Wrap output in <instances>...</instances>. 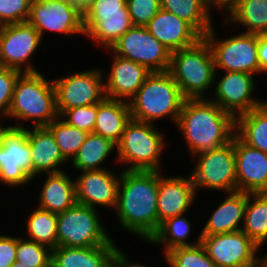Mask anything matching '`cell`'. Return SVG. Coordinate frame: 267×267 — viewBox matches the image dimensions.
<instances>
[{
	"mask_svg": "<svg viewBox=\"0 0 267 267\" xmlns=\"http://www.w3.org/2000/svg\"><path fill=\"white\" fill-rule=\"evenodd\" d=\"M158 171L122 170L114 211L124 230L149 241L158 230Z\"/></svg>",
	"mask_w": 267,
	"mask_h": 267,
	"instance_id": "cell-1",
	"label": "cell"
},
{
	"mask_svg": "<svg viewBox=\"0 0 267 267\" xmlns=\"http://www.w3.org/2000/svg\"><path fill=\"white\" fill-rule=\"evenodd\" d=\"M176 126L194 156L232 141L236 119L208 97L185 99Z\"/></svg>",
	"mask_w": 267,
	"mask_h": 267,
	"instance_id": "cell-2",
	"label": "cell"
},
{
	"mask_svg": "<svg viewBox=\"0 0 267 267\" xmlns=\"http://www.w3.org/2000/svg\"><path fill=\"white\" fill-rule=\"evenodd\" d=\"M33 121L32 127L47 126L59 115L53 79L41 72H24L16 80L8 118Z\"/></svg>",
	"mask_w": 267,
	"mask_h": 267,
	"instance_id": "cell-3",
	"label": "cell"
},
{
	"mask_svg": "<svg viewBox=\"0 0 267 267\" xmlns=\"http://www.w3.org/2000/svg\"><path fill=\"white\" fill-rule=\"evenodd\" d=\"M168 72L185 99L204 98V93L217 79L213 54L206 39L203 37L190 47L171 52Z\"/></svg>",
	"mask_w": 267,
	"mask_h": 267,
	"instance_id": "cell-4",
	"label": "cell"
},
{
	"mask_svg": "<svg viewBox=\"0 0 267 267\" xmlns=\"http://www.w3.org/2000/svg\"><path fill=\"white\" fill-rule=\"evenodd\" d=\"M185 98L171 74L152 72L129 101L132 119L154 124L170 117L176 124Z\"/></svg>",
	"mask_w": 267,
	"mask_h": 267,
	"instance_id": "cell-5",
	"label": "cell"
},
{
	"mask_svg": "<svg viewBox=\"0 0 267 267\" xmlns=\"http://www.w3.org/2000/svg\"><path fill=\"white\" fill-rule=\"evenodd\" d=\"M165 141L163 134L154 124L131 119L116 145V160L130 164L124 170L160 171Z\"/></svg>",
	"mask_w": 267,
	"mask_h": 267,
	"instance_id": "cell-6",
	"label": "cell"
},
{
	"mask_svg": "<svg viewBox=\"0 0 267 267\" xmlns=\"http://www.w3.org/2000/svg\"><path fill=\"white\" fill-rule=\"evenodd\" d=\"M103 227L97 209L76 203L57 214L58 246L96 247L116 245Z\"/></svg>",
	"mask_w": 267,
	"mask_h": 267,
	"instance_id": "cell-7",
	"label": "cell"
},
{
	"mask_svg": "<svg viewBox=\"0 0 267 267\" xmlns=\"http://www.w3.org/2000/svg\"><path fill=\"white\" fill-rule=\"evenodd\" d=\"M132 26L127 0H95L83 12L84 36L106 51Z\"/></svg>",
	"mask_w": 267,
	"mask_h": 267,
	"instance_id": "cell-8",
	"label": "cell"
},
{
	"mask_svg": "<svg viewBox=\"0 0 267 267\" xmlns=\"http://www.w3.org/2000/svg\"><path fill=\"white\" fill-rule=\"evenodd\" d=\"M214 28L212 27L204 38L210 45L216 71L221 69L225 72L260 74L258 34L241 32L239 35L220 40Z\"/></svg>",
	"mask_w": 267,
	"mask_h": 267,
	"instance_id": "cell-9",
	"label": "cell"
},
{
	"mask_svg": "<svg viewBox=\"0 0 267 267\" xmlns=\"http://www.w3.org/2000/svg\"><path fill=\"white\" fill-rule=\"evenodd\" d=\"M196 165L190 174L197 189L237 191L234 137L226 145L194 155Z\"/></svg>",
	"mask_w": 267,
	"mask_h": 267,
	"instance_id": "cell-10",
	"label": "cell"
},
{
	"mask_svg": "<svg viewBox=\"0 0 267 267\" xmlns=\"http://www.w3.org/2000/svg\"><path fill=\"white\" fill-rule=\"evenodd\" d=\"M115 55L145 66L150 72L169 70L171 52L145 26H132L110 48Z\"/></svg>",
	"mask_w": 267,
	"mask_h": 267,
	"instance_id": "cell-11",
	"label": "cell"
},
{
	"mask_svg": "<svg viewBox=\"0 0 267 267\" xmlns=\"http://www.w3.org/2000/svg\"><path fill=\"white\" fill-rule=\"evenodd\" d=\"M103 74L97 68L53 79L58 115L68 109L101 102L106 97Z\"/></svg>",
	"mask_w": 267,
	"mask_h": 267,
	"instance_id": "cell-12",
	"label": "cell"
},
{
	"mask_svg": "<svg viewBox=\"0 0 267 267\" xmlns=\"http://www.w3.org/2000/svg\"><path fill=\"white\" fill-rule=\"evenodd\" d=\"M27 22L42 39L45 31L62 33L70 38L77 33L85 35L83 13L67 0H32Z\"/></svg>",
	"mask_w": 267,
	"mask_h": 267,
	"instance_id": "cell-13",
	"label": "cell"
},
{
	"mask_svg": "<svg viewBox=\"0 0 267 267\" xmlns=\"http://www.w3.org/2000/svg\"><path fill=\"white\" fill-rule=\"evenodd\" d=\"M42 38L28 22L0 26V66L24 72H37L31 63Z\"/></svg>",
	"mask_w": 267,
	"mask_h": 267,
	"instance_id": "cell-14",
	"label": "cell"
},
{
	"mask_svg": "<svg viewBox=\"0 0 267 267\" xmlns=\"http://www.w3.org/2000/svg\"><path fill=\"white\" fill-rule=\"evenodd\" d=\"M14 125L0 148V182L16 187L33 180V165L27 128L18 121Z\"/></svg>",
	"mask_w": 267,
	"mask_h": 267,
	"instance_id": "cell-15",
	"label": "cell"
},
{
	"mask_svg": "<svg viewBox=\"0 0 267 267\" xmlns=\"http://www.w3.org/2000/svg\"><path fill=\"white\" fill-rule=\"evenodd\" d=\"M254 80V75L246 72H225L216 82L215 99H209L236 119L265 103L253 98Z\"/></svg>",
	"mask_w": 267,
	"mask_h": 267,
	"instance_id": "cell-16",
	"label": "cell"
},
{
	"mask_svg": "<svg viewBox=\"0 0 267 267\" xmlns=\"http://www.w3.org/2000/svg\"><path fill=\"white\" fill-rule=\"evenodd\" d=\"M210 259L217 267H242L257 262L260 249L242 230L201 236Z\"/></svg>",
	"mask_w": 267,
	"mask_h": 267,
	"instance_id": "cell-17",
	"label": "cell"
},
{
	"mask_svg": "<svg viewBox=\"0 0 267 267\" xmlns=\"http://www.w3.org/2000/svg\"><path fill=\"white\" fill-rule=\"evenodd\" d=\"M237 191L267 193V153L234 135Z\"/></svg>",
	"mask_w": 267,
	"mask_h": 267,
	"instance_id": "cell-18",
	"label": "cell"
},
{
	"mask_svg": "<svg viewBox=\"0 0 267 267\" xmlns=\"http://www.w3.org/2000/svg\"><path fill=\"white\" fill-rule=\"evenodd\" d=\"M120 175L108 169L82 171L75 179L76 199L81 205L116 208Z\"/></svg>",
	"mask_w": 267,
	"mask_h": 267,
	"instance_id": "cell-19",
	"label": "cell"
},
{
	"mask_svg": "<svg viewBox=\"0 0 267 267\" xmlns=\"http://www.w3.org/2000/svg\"><path fill=\"white\" fill-rule=\"evenodd\" d=\"M161 175L158 171V228L168 218L186 214L197 194L190 176Z\"/></svg>",
	"mask_w": 267,
	"mask_h": 267,
	"instance_id": "cell-20",
	"label": "cell"
},
{
	"mask_svg": "<svg viewBox=\"0 0 267 267\" xmlns=\"http://www.w3.org/2000/svg\"><path fill=\"white\" fill-rule=\"evenodd\" d=\"M112 54L113 64L108 80L104 82L105 96L129 103L152 72L141 64Z\"/></svg>",
	"mask_w": 267,
	"mask_h": 267,
	"instance_id": "cell-21",
	"label": "cell"
},
{
	"mask_svg": "<svg viewBox=\"0 0 267 267\" xmlns=\"http://www.w3.org/2000/svg\"><path fill=\"white\" fill-rule=\"evenodd\" d=\"M146 28L170 52L190 47L203 38L191 24L163 9Z\"/></svg>",
	"mask_w": 267,
	"mask_h": 267,
	"instance_id": "cell-22",
	"label": "cell"
},
{
	"mask_svg": "<svg viewBox=\"0 0 267 267\" xmlns=\"http://www.w3.org/2000/svg\"><path fill=\"white\" fill-rule=\"evenodd\" d=\"M120 252L116 245L57 246L52 250L51 267H116Z\"/></svg>",
	"mask_w": 267,
	"mask_h": 267,
	"instance_id": "cell-23",
	"label": "cell"
},
{
	"mask_svg": "<svg viewBox=\"0 0 267 267\" xmlns=\"http://www.w3.org/2000/svg\"><path fill=\"white\" fill-rule=\"evenodd\" d=\"M27 136L31 148L33 179L39 174L64 171L59 167L67 160L60 152L52 132L46 126L27 128Z\"/></svg>",
	"mask_w": 267,
	"mask_h": 267,
	"instance_id": "cell-24",
	"label": "cell"
},
{
	"mask_svg": "<svg viewBox=\"0 0 267 267\" xmlns=\"http://www.w3.org/2000/svg\"><path fill=\"white\" fill-rule=\"evenodd\" d=\"M247 193L235 191L228 193L226 198L214 210L201 230V236L232 233L242 230L244 221Z\"/></svg>",
	"mask_w": 267,
	"mask_h": 267,
	"instance_id": "cell-25",
	"label": "cell"
},
{
	"mask_svg": "<svg viewBox=\"0 0 267 267\" xmlns=\"http://www.w3.org/2000/svg\"><path fill=\"white\" fill-rule=\"evenodd\" d=\"M37 207L52 213H62L77 203L76 183L66 171L46 176Z\"/></svg>",
	"mask_w": 267,
	"mask_h": 267,
	"instance_id": "cell-26",
	"label": "cell"
},
{
	"mask_svg": "<svg viewBox=\"0 0 267 267\" xmlns=\"http://www.w3.org/2000/svg\"><path fill=\"white\" fill-rule=\"evenodd\" d=\"M131 119L128 102L105 97L97 104L93 133L99 134L117 145Z\"/></svg>",
	"mask_w": 267,
	"mask_h": 267,
	"instance_id": "cell-27",
	"label": "cell"
},
{
	"mask_svg": "<svg viewBox=\"0 0 267 267\" xmlns=\"http://www.w3.org/2000/svg\"><path fill=\"white\" fill-rule=\"evenodd\" d=\"M235 134L245 144L267 153V101L236 118Z\"/></svg>",
	"mask_w": 267,
	"mask_h": 267,
	"instance_id": "cell-28",
	"label": "cell"
},
{
	"mask_svg": "<svg viewBox=\"0 0 267 267\" xmlns=\"http://www.w3.org/2000/svg\"><path fill=\"white\" fill-rule=\"evenodd\" d=\"M114 148L117 146L112 141L91 132L71 160V165L75 170L81 172L105 169L101 166L108 159L110 153L115 150Z\"/></svg>",
	"mask_w": 267,
	"mask_h": 267,
	"instance_id": "cell-29",
	"label": "cell"
},
{
	"mask_svg": "<svg viewBox=\"0 0 267 267\" xmlns=\"http://www.w3.org/2000/svg\"><path fill=\"white\" fill-rule=\"evenodd\" d=\"M161 9L191 24L203 37L212 29V14L206 0H160Z\"/></svg>",
	"mask_w": 267,
	"mask_h": 267,
	"instance_id": "cell-30",
	"label": "cell"
},
{
	"mask_svg": "<svg viewBox=\"0 0 267 267\" xmlns=\"http://www.w3.org/2000/svg\"><path fill=\"white\" fill-rule=\"evenodd\" d=\"M226 24L245 27L243 33L267 34V0H240L237 7L224 20Z\"/></svg>",
	"mask_w": 267,
	"mask_h": 267,
	"instance_id": "cell-31",
	"label": "cell"
},
{
	"mask_svg": "<svg viewBox=\"0 0 267 267\" xmlns=\"http://www.w3.org/2000/svg\"><path fill=\"white\" fill-rule=\"evenodd\" d=\"M242 231L260 248L267 242V193H247Z\"/></svg>",
	"mask_w": 267,
	"mask_h": 267,
	"instance_id": "cell-32",
	"label": "cell"
},
{
	"mask_svg": "<svg viewBox=\"0 0 267 267\" xmlns=\"http://www.w3.org/2000/svg\"><path fill=\"white\" fill-rule=\"evenodd\" d=\"M191 233V224L183 215L168 218L162 222L157 232L151 237L147 243L152 245H164V255L177 247L193 246L201 242V235L197 238V242H188L187 238Z\"/></svg>",
	"mask_w": 267,
	"mask_h": 267,
	"instance_id": "cell-33",
	"label": "cell"
},
{
	"mask_svg": "<svg viewBox=\"0 0 267 267\" xmlns=\"http://www.w3.org/2000/svg\"><path fill=\"white\" fill-rule=\"evenodd\" d=\"M26 219L28 240L47 246L51 250L58 246L57 214L36 207Z\"/></svg>",
	"mask_w": 267,
	"mask_h": 267,
	"instance_id": "cell-34",
	"label": "cell"
},
{
	"mask_svg": "<svg viewBox=\"0 0 267 267\" xmlns=\"http://www.w3.org/2000/svg\"><path fill=\"white\" fill-rule=\"evenodd\" d=\"M46 127L52 132L60 152L67 161L73 159L89 135L84 130L68 125L60 117Z\"/></svg>",
	"mask_w": 267,
	"mask_h": 267,
	"instance_id": "cell-35",
	"label": "cell"
},
{
	"mask_svg": "<svg viewBox=\"0 0 267 267\" xmlns=\"http://www.w3.org/2000/svg\"><path fill=\"white\" fill-rule=\"evenodd\" d=\"M164 257L170 267H217L201 242L193 246L174 248Z\"/></svg>",
	"mask_w": 267,
	"mask_h": 267,
	"instance_id": "cell-36",
	"label": "cell"
},
{
	"mask_svg": "<svg viewBox=\"0 0 267 267\" xmlns=\"http://www.w3.org/2000/svg\"><path fill=\"white\" fill-rule=\"evenodd\" d=\"M16 261L28 267H51L52 250L37 242L17 237Z\"/></svg>",
	"mask_w": 267,
	"mask_h": 267,
	"instance_id": "cell-37",
	"label": "cell"
},
{
	"mask_svg": "<svg viewBox=\"0 0 267 267\" xmlns=\"http://www.w3.org/2000/svg\"><path fill=\"white\" fill-rule=\"evenodd\" d=\"M32 0H0V26L27 22Z\"/></svg>",
	"mask_w": 267,
	"mask_h": 267,
	"instance_id": "cell-38",
	"label": "cell"
},
{
	"mask_svg": "<svg viewBox=\"0 0 267 267\" xmlns=\"http://www.w3.org/2000/svg\"><path fill=\"white\" fill-rule=\"evenodd\" d=\"M96 115L97 104L65 110L59 117L68 125L91 133L94 130Z\"/></svg>",
	"mask_w": 267,
	"mask_h": 267,
	"instance_id": "cell-39",
	"label": "cell"
},
{
	"mask_svg": "<svg viewBox=\"0 0 267 267\" xmlns=\"http://www.w3.org/2000/svg\"><path fill=\"white\" fill-rule=\"evenodd\" d=\"M129 15L134 26H145L161 9L160 0H127Z\"/></svg>",
	"mask_w": 267,
	"mask_h": 267,
	"instance_id": "cell-40",
	"label": "cell"
},
{
	"mask_svg": "<svg viewBox=\"0 0 267 267\" xmlns=\"http://www.w3.org/2000/svg\"><path fill=\"white\" fill-rule=\"evenodd\" d=\"M21 73L19 70L0 66V118H8L15 83Z\"/></svg>",
	"mask_w": 267,
	"mask_h": 267,
	"instance_id": "cell-41",
	"label": "cell"
},
{
	"mask_svg": "<svg viewBox=\"0 0 267 267\" xmlns=\"http://www.w3.org/2000/svg\"><path fill=\"white\" fill-rule=\"evenodd\" d=\"M17 237L0 235V267H11L16 262Z\"/></svg>",
	"mask_w": 267,
	"mask_h": 267,
	"instance_id": "cell-42",
	"label": "cell"
},
{
	"mask_svg": "<svg viewBox=\"0 0 267 267\" xmlns=\"http://www.w3.org/2000/svg\"><path fill=\"white\" fill-rule=\"evenodd\" d=\"M257 55L260 65V73H267V34L258 35Z\"/></svg>",
	"mask_w": 267,
	"mask_h": 267,
	"instance_id": "cell-43",
	"label": "cell"
},
{
	"mask_svg": "<svg viewBox=\"0 0 267 267\" xmlns=\"http://www.w3.org/2000/svg\"><path fill=\"white\" fill-rule=\"evenodd\" d=\"M208 9L211 13L212 7L213 9L216 7L219 10L227 11V16L237 7L240 0H206Z\"/></svg>",
	"mask_w": 267,
	"mask_h": 267,
	"instance_id": "cell-44",
	"label": "cell"
},
{
	"mask_svg": "<svg viewBox=\"0 0 267 267\" xmlns=\"http://www.w3.org/2000/svg\"><path fill=\"white\" fill-rule=\"evenodd\" d=\"M118 264L121 267H147L145 265H141L140 263L137 264V263L130 262L127 256L125 255V253L122 251L119 254Z\"/></svg>",
	"mask_w": 267,
	"mask_h": 267,
	"instance_id": "cell-45",
	"label": "cell"
},
{
	"mask_svg": "<svg viewBox=\"0 0 267 267\" xmlns=\"http://www.w3.org/2000/svg\"><path fill=\"white\" fill-rule=\"evenodd\" d=\"M13 128H15V125H7L5 127L0 121V148L4 146L5 138Z\"/></svg>",
	"mask_w": 267,
	"mask_h": 267,
	"instance_id": "cell-46",
	"label": "cell"
},
{
	"mask_svg": "<svg viewBox=\"0 0 267 267\" xmlns=\"http://www.w3.org/2000/svg\"><path fill=\"white\" fill-rule=\"evenodd\" d=\"M75 4L83 13L95 0H67Z\"/></svg>",
	"mask_w": 267,
	"mask_h": 267,
	"instance_id": "cell-47",
	"label": "cell"
},
{
	"mask_svg": "<svg viewBox=\"0 0 267 267\" xmlns=\"http://www.w3.org/2000/svg\"><path fill=\"white\" fill-rule=\"evenodd\" d=\"M242 267H267V259L263 256L257 262Z\"/></svg>",
	"mask_w": 267,
	"mask_h": 267,
	"instance_id": "cell-48",
	"label": "cell"
},
{
	"mask_svg": "<svg viewBox=\"0 0 267 267\" xmlns=\"http://www.w3.org/2000/svg\"><path fill=\"white\" fill-rule=\"evenodd\" d=\"M11 267H28V266H26V265H21V263H19V262H14L12 265H11Z\"/></svg>",
	"mask_w": 267,
	"mask_h": 267,
	"instance_id": "cell-49",
	"label": "cell"
}]
</instances>
